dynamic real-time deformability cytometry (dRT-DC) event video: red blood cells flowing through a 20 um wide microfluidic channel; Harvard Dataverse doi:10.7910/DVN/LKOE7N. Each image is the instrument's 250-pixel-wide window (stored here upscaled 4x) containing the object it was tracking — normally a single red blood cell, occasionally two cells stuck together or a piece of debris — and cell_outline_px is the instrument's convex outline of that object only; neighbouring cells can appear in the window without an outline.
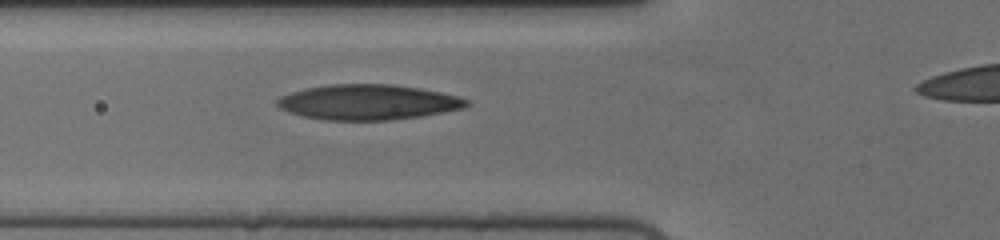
{"species": "human", "species_latin": "Homo sapiens", "temperature_condition": "cold", "stored_images_in_passage": 43, "camera_frame_rate_fps": 3000, "um_per_image_px": 0.085, "donor": {"sex": "female"}, "frame": {"image": 1, "passage_image": 14, "time_ms": 4.333, "image_size_px": [1000, 240], "cell_outline_px": [[472, 104], [464, 108], [420, 116], [388, 120], [324, 120], [304, 116], [280, 108], [276, 104], [276, 100], [280, 96], [292, 92], [308, 88], [332, 84], [392, 84], [420, 88], [460, 96], [472, 100]], "centroid_in_image_um": [31.35, 8.68], "position_along_channel_um": 94.4, "area_um2": 38.84}}
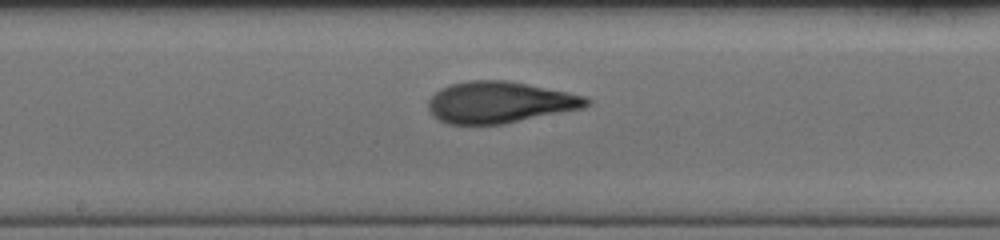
{"frame": {"image": 2, "passage_image": 23, "time_ms": 7.333, "image_size_px": [1000, 240], "cell_outline_px": [[592, 104], [584, 108], [504, 124], [448, 124], [432, 116], [428, 108], [428, 100], [440, 88], [448, 84], [468, 80], [508, 80], [528, 84], [584, 96], [592, 100]], "centroid_in_image_um": [42.47, 8.69], "position_along_channel_um": 205.7, "area_um2": 38.44}}
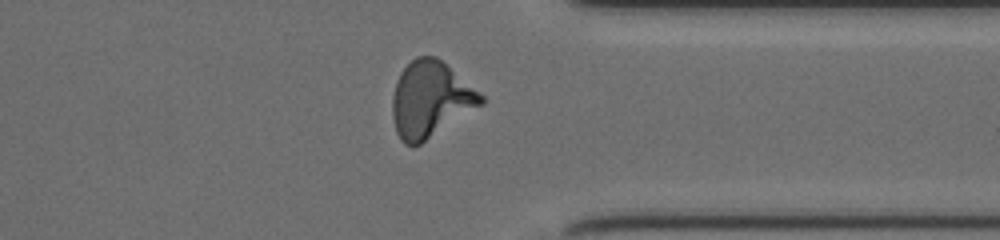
{"frame": {"image": 3, "passage_image": 37, "time_ms": 12.0, "image_size_px": [1000, 240], "cell_outline_px": [[484, 104], [420, 144], [404, 144], [400, 140], [396, 132], [392, 116], [392, 100], [396, 80], [400, 72], [416, 56], [436, 56], [480, 92], [484, 96]], "centroid_in_image_um": [36.58, 8.45], "position_along_channel_um": 374.8, "area_um2": 39.07}, "authors_computed_cell_mechanics": {"area_um2": 38.0902, "velocity_mm_per_s": 3.7045, "shape_relaxation_time_tau1_ms": 5.0897, "shape_relaxation_time_tau2_ms": 1.8613, "deformation_change_tau1": 0.2016, "deformation_change_tau2": 0.0934}}